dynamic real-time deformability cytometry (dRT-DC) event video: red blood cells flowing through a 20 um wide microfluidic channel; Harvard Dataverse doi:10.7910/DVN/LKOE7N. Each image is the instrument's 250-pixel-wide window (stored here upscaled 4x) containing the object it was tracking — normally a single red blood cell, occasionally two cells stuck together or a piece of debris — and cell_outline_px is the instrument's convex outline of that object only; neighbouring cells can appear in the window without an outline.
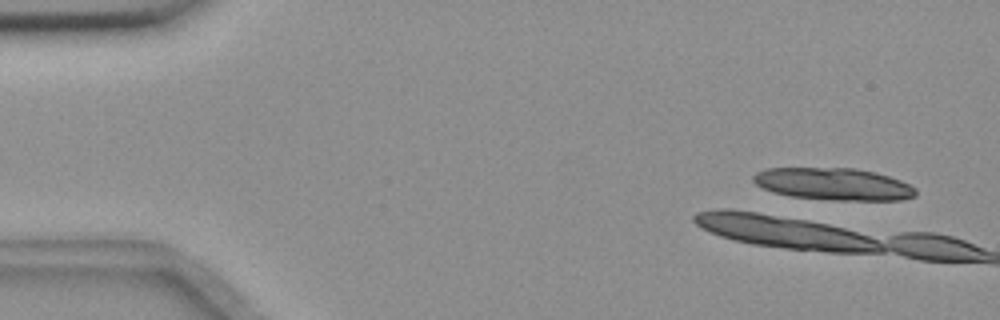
{"species": "common noctule bat (a hibernating species)", "species_latin": "Nyctalus noctula", "temperature_condition": "room temperature", "stored_images_in_passage": 9, "camera_frame_rate_fps": 3000, "um_per_image_px": 0.085, "animal": {"sex": "female", "body_mass_g": 18.4}, "frame": {"image": 1, "passage_image": 3, "time_ms": 0.667, "image_size_px": [1000, 320], "cell_outline_px": [[916, 196], [900, 200], [832, 200], [788, 196], [772, 192], [756, 184], [752, 180], [752, 176], [756, 172], [764, 168], [856, 168], [876, 172], [900, 180], [916, 188]], "centroid_in_image_um": [70.83, 15.64], "position_along_channel_um": 14.2, "area_um2": 30.63}}